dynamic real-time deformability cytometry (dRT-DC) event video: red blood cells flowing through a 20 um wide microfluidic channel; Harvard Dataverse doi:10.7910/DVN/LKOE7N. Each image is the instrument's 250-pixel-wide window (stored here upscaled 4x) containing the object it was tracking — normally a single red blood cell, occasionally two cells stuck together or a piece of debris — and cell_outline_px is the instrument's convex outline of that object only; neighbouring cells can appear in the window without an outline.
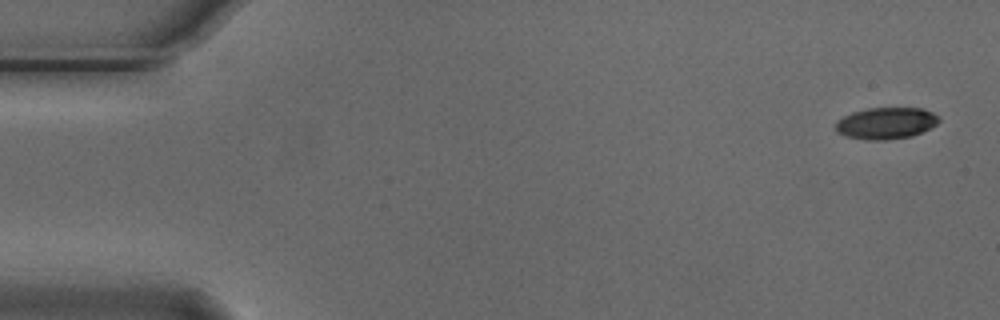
{"species": "Egyptian fruit bat (a non-hibernating species)", "species_latin": "Rousettus aegyptiacus", "temperature_condition": "cold", "stored_images_in_passage": 14, "camera_frame_rate_fps": 3000, "um_per_image_px": 0.085, "animal": {"sex": "male"}, "frame": {"image": 1, "passage_image": 1, "time_ms": 0.0, "image_size_px": [1000, 320], "cell_outline_px": [[940, 120], [936, 124], [912, 136], [884, 140], [868, 140], [844, 136], [836, 132], [836, 120], [852, 112], [868, 108], [924, 108], [932, 112]], "centroid_in_image_um": [75.27, 10.47], "position_along_channel_um": 9.7, "area_um2": 18.96}}
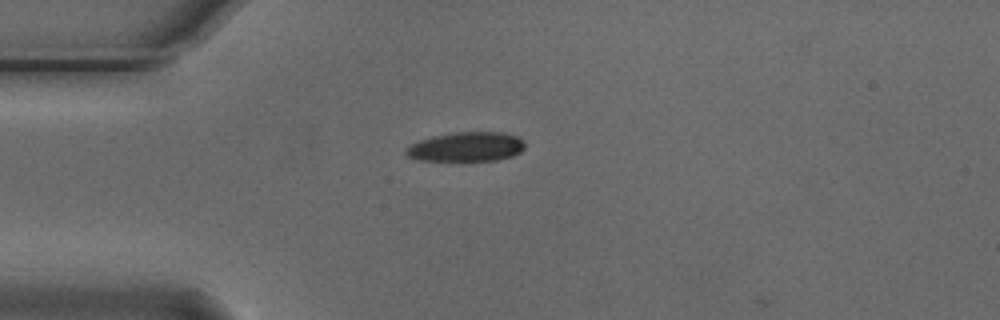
{"frame": {"image": 2, "passage_image": 13, "time_ms": 4.0, "image_size_px": [1000, 320], "cell_outline_px": [[524, 148], [520, 152], [512, 156], [496, 160], [460, 164], [420, 160], [408, 156], [404, 152], [412, 144], [420, 140], [432, 136], [456, 132], [504, 132], [516, 136], [524, 140]], "centroid_in_image_um": [39.64, 12.53], "position_along_channel_um": 45.4, "area_um2": 21.27}}